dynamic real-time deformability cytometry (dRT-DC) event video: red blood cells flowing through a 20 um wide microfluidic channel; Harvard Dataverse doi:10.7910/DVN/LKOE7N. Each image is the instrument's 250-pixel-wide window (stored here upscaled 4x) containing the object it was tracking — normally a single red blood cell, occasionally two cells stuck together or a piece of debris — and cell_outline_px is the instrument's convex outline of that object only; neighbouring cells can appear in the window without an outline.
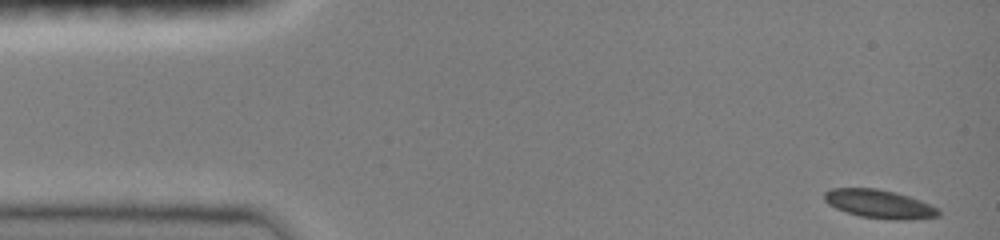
{"species": "common noctule bat (a hibernating species)", "species_latin": "Nyctalus noctula", "temperature_condition": "room temperature", "stored_images_in_passage": 45, "camera_frame_rate_fps": 3000, "um_per_image_px": 0.085, "animal": {"sex": "female", "body_mass_g": 19.0, "forearm_length_mm": 51.5}, "frame": {"image": 1, "passage_image": 1, "time_ms": 0.0, "image_size_px": [1000, 240], "cell_outline_px": [[940, 216], [912, 220], [892, 220], [860, 216], [836, 208], [828, 204], [824, 200], [824, 192], [832, 188], [876, 188], [908, 196], [928, 204], [936, 208], [940, 212]], "centroid_in_image_um": [74.72, 17.35], "position_along_channel_um": 10.3, "area_um2": 18.79}}
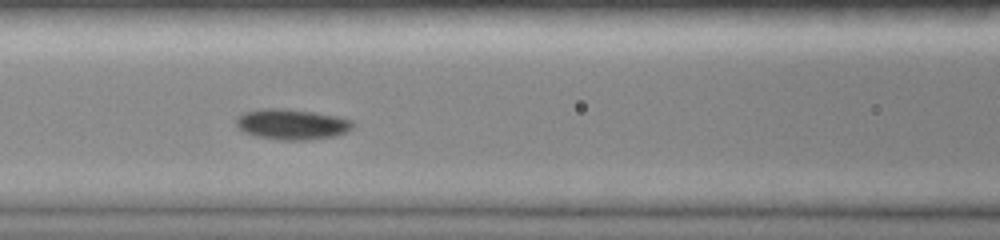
{"frame": {"image": 2, "passage_image": 19, "time_ms": 6.0, "image_size_px": [1000, 240], "cell_outline_px": [[352, 128], [336, 136], [312, 140], [284, 140], [256, 136], [244, 132], [236, 124], [236, 116], [240, 112], [264, 108], [288, 108], [340, 116], [352, 120]], "centroid_in_image_um": [24.79, 10.55], "position_along_channel_um": 141.8, "area_um2": 21.04}}
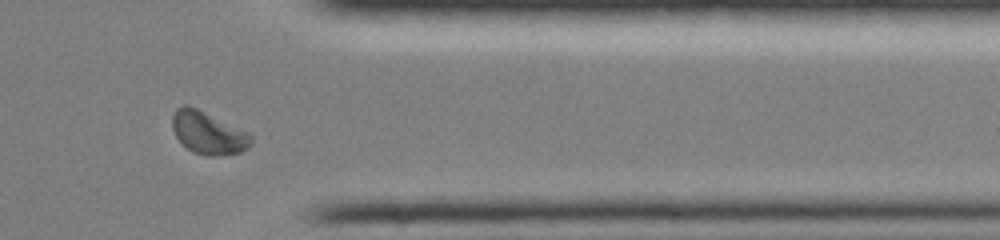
{"frame": {"image": 3, "passage_image": 38, "time_ms": 12.333, "image_size_px": [1000, 240], "cell_outline_px": [[252, 144], [248, 148], [240, 152], [216, 156], [208, 156], [192, 152], [176, 136], [172, 128], [172, 116], [176, 108], [184, 104], [188, 104], [248, 132], [252, 136]], "centroid_in_image_um": [17.69, 11.29], "position_along_channel_um": 393.7, "area_um2": 19.48}, "authors_computed_cell_mechanics": {"area_um2": 19.3052, "velocity_mm_per_s": 4.0111, "shape_relaxation_time_tau1_ms": 1.9027, "shape_relaxation_time_tau2_ms": null, "deformation_change_tau1": 0.1024, "deformation_change_tau2": null}}